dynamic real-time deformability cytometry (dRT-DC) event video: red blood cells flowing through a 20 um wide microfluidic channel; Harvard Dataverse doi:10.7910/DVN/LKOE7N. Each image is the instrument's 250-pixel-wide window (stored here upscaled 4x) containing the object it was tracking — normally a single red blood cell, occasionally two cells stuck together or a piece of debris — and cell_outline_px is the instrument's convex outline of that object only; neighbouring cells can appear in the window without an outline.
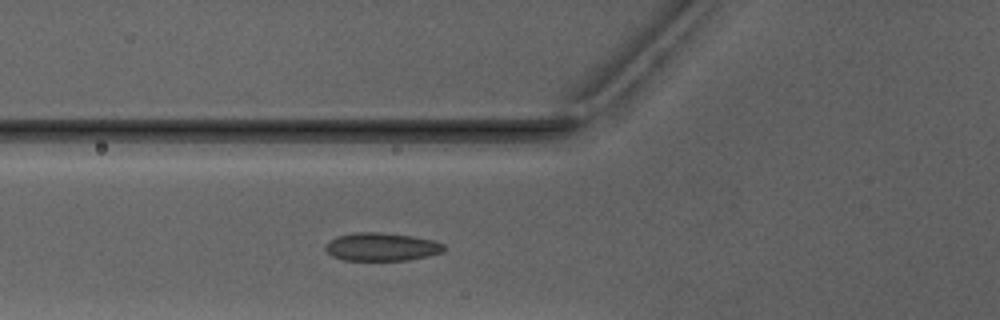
{"species": "Egyptian fruit bat (a non-hibernating species)", "species_latin": "Rousettus aegyptiacus", "temperature_condition": "warm", "stored_images_in_passage": 4, "camera_frame_rate_fps": 3000, "um_per_image_px": 0.085, "animal": {"sex": "male"}, "frame": {"image": 1, "passage_image": 4, "time_ms": 3.667, "image_size_px": [1000, 320], "cell_outline_px": [[444, 252], [428, 256], [408, 260], [344, 260], [332, 256], [324, 248], [328, 240], [336, 236], [356, 232], [384, 232], [412, 236], [432, 240], [444, 244]], "centroid_in_image_um": [32.42, 20.97], "position_along_channel_um": 93.4, "area_um2": 19.54}}